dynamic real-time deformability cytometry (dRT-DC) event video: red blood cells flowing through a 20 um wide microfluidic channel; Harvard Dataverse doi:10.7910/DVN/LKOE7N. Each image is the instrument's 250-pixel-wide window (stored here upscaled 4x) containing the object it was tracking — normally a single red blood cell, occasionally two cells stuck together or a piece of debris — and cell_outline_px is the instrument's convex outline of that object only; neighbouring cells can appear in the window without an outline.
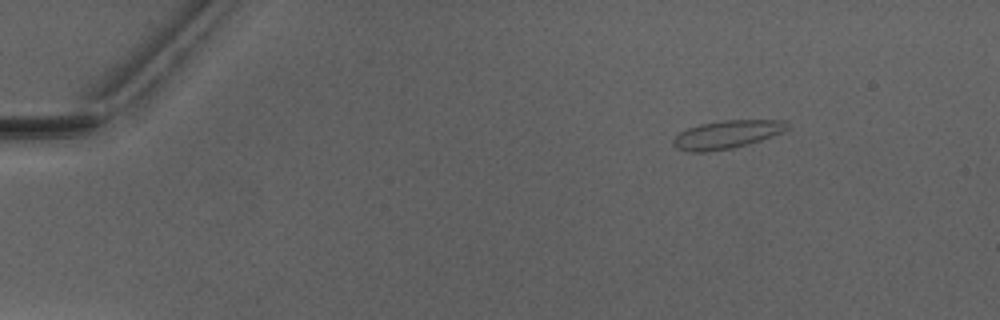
{"species": "Egyptian fruit bat (a non-hibernating species)", "species_latin": "Rousettus aegyptiacus", "temperature_condition": "warm", "stored_images_in_passage": 5, "camera_frame_rate_fps": 3000, "um_per_image_px": 0.085, "animal": {"sex": "male"}, "frame": {"image": 1, "passage_image": 1, "time_ms": 0.0, "image_size_px": [1000, 320], "cell_outline_px": [[792, 128], [772, 136], [760, 140], [732, 148], [704, 152], [688, 152], [676, 148], [672, 144], [672, 140], [680, 132], [688, 128], [700, 124], [724, 120], [788, 120]], "centroid_in_image_um": [61.81, 11.42], "position_along_channel_um": 23.2, "area_um2": 18.79}}